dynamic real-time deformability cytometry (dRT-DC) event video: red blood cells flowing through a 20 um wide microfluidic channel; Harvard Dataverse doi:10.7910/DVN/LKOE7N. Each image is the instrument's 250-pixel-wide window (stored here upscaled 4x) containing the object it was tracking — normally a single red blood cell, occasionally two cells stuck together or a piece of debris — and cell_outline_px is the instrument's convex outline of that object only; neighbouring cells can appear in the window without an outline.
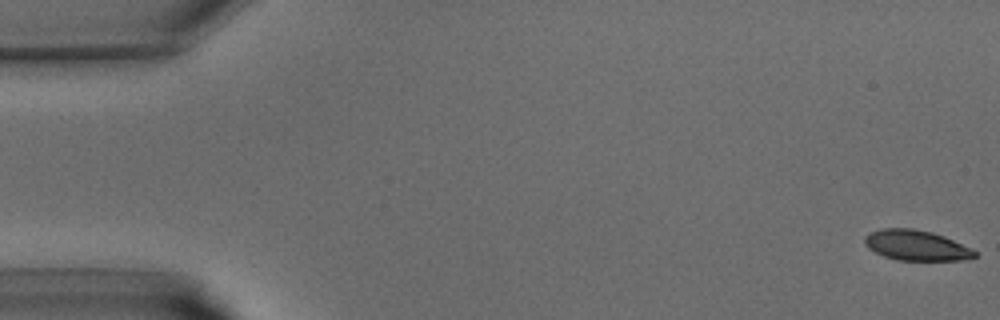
{"species": "common noctule bat (a hibernating species)", "species_latin": "Nyctalus noctula", "temperature_condition": "warm", "stored_images_in_passage": 41, "camera_frame_rate_fps": 3000, "um_per_image_px": 0.085, "animal": {"sex": "male", "body_mass_g": 15.6}, "frame": {"image": 1, "passage_image": 1, "time_ms": 0.0, "image_size_px": [1000, 320], "cell_outline_px": [[976, 256], [964, 260], [896, 260], [884, 256], [868, 248], [864, 244], [864, 236], [868, 232], [880, 228], [912, 228], [932, 232], [944, 236], [972, 248], [976, 252]], "centroid_in_image_um": [77.85, 20.84], "position_along_channel_um": 7.2, "area_um2": 19.59}}
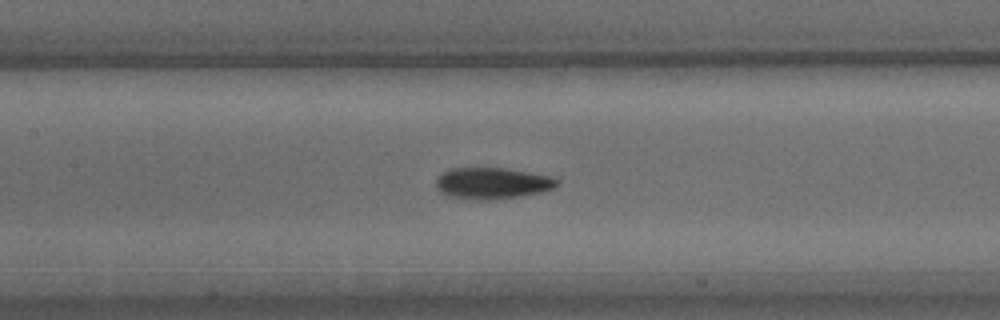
{"frame": {"image": 2, "passage_image": 19, "time_ms": 6.0, "image_size_px": [1000, 320], "cell_outline_px": [[560, 184], [552, 188], [540, 192], [520, 196], [488, 200], [484, 200], [448, 196], [436, 184], [436, 180], [440, 172], [448, 168], [504, 168], [552, 176], [560, 180]], "centroid_in_image_um": [41.87, 15.55], "position_along_channel_um": 165.5, "area_um2": 21.96}}
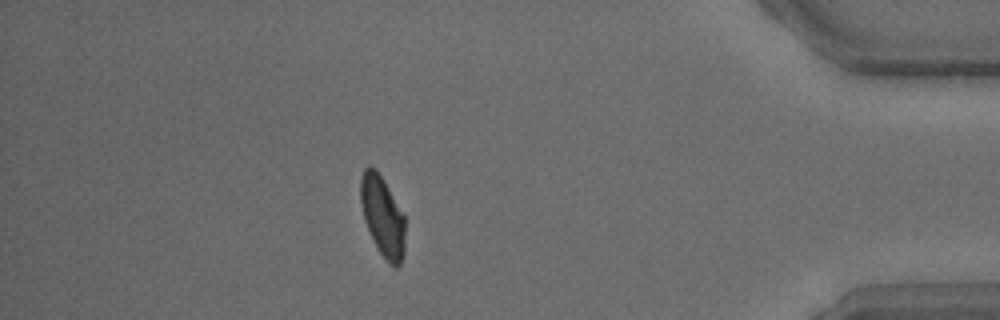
{"frame": {"image": 3, "passage_image": 36, "time_ms": 11.667, "image_size_px": [1000, 320], "cell_outline_px": [[404, 256], [400, 264], [396, 268], [388, 264], [376, 248], [364, 220], [360, 204], [360, 180], [364, 168], [368, 164], [376, 168], [404, 216]], "centroid_in_image_um": [32.49, 18.41], "position_along_channel_um": 402.7, "area_um2": 20.92}}